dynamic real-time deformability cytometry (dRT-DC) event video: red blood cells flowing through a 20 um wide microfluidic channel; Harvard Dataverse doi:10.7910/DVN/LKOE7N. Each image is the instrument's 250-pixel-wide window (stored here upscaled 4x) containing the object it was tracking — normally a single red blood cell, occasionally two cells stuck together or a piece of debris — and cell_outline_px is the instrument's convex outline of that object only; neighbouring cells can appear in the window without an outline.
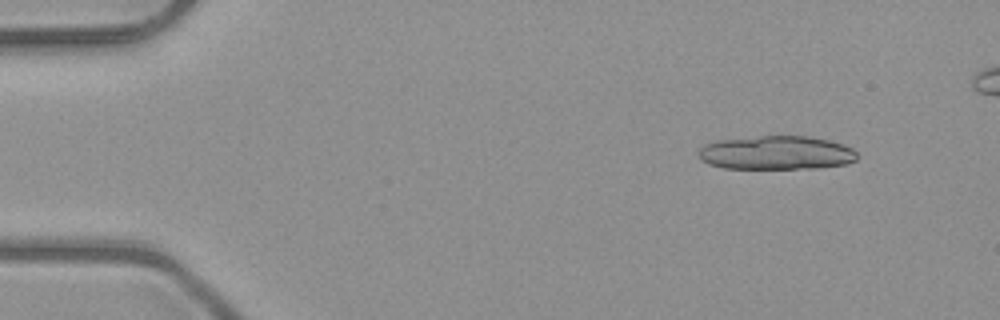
{"species": "common noctule bat (a hibernating species)", "species_latin": "Nyctalus noctula", "temperature_condition": "room temperature", "stored_images_in_passage": 20, "camera_frame_rate_fps": 3000, "um_per_image_px": 0.085, "animal": {"sex": "male", "body_mass_g": 23.1, "forearm_length_mm": 52.7}, "frame": {"image": 1, "passage_image": 6, "time_ms": 1.667, "image_size_px": [1000, 320], "cell_outline_px": [[856, 160], [844, 164], [820, 168], [724, 168], [708, 164], [700, 160], [700, 148], [704, 144], [716, 140], [760, 136], [808, 136], [828, 140], [844, 144], [852, 148], [856, 152]], "centroid_in_image_um": [65.98, 12.98], "position_along_channel_um": 19.0, "area_um2": 31.21}}